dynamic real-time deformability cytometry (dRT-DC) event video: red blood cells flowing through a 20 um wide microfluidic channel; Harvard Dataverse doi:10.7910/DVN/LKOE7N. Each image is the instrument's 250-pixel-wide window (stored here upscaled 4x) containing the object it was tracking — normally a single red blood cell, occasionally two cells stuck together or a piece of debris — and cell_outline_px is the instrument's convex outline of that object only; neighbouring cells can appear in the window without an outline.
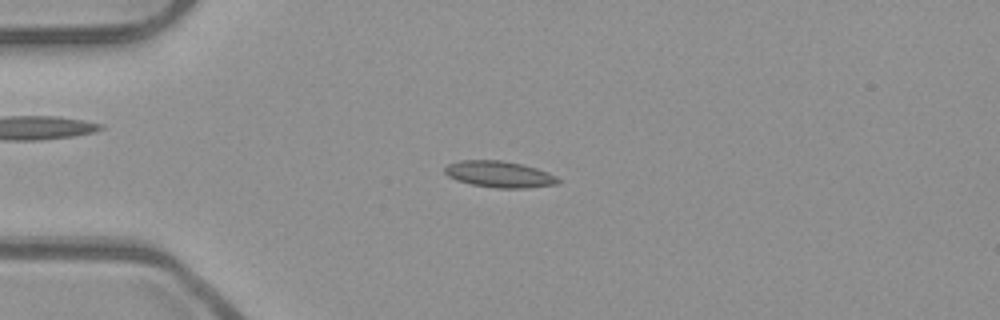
{"species": "common noctule bat (a hibernating species)", "species_latin": "Nyctalus noctula", "temperature_condition": "room temperature", "stored_images_in_passage": 52, "camera_frame_rate_fps": 3000, "um_per_image_px": 0.085, "animal": {"sex": "male", "body_mass_g": 23.1, "forearm_length_mm": 52.7}, "frame": {"image": 1, "passage_image": 13, "time_ms": 4.0, "image_size_px": [1000, 320], "cell_outline_px": [[560, 184], [524, 188], [496, 188], [472, 184], [456, 180], [448, 176], [444, 172], [444, 168], [448, 164], [460, 160], [500, 160], [520, 164], [536, 168], [548, 172], [556, 176], [560, 180]], "centroid_in_image_um": [42.45, 14.81], "position_along_channel_um": 42.6, "area_um2": 17.4}}
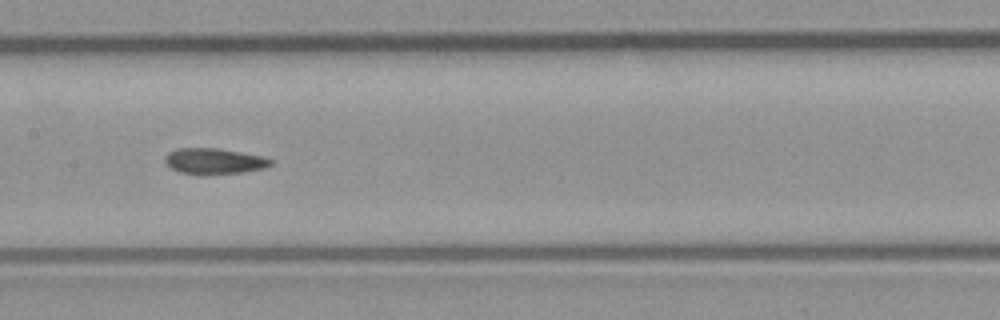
{"frame": {"image": 2, "passage_image": 26, "time_ms": 8.333, "image_size_px": [1000, 320], "cell_outline_px": [[272, 164], [264, 168], [244, 172], [204, 176], [200, 176], [180, 172], [172, 168], [164, 160], [164, 156], [168, 152], [180, 148], [216, 148], [240, 152], [260, 156], [272, 160]], "centroid_in_image_um": [18.17, 13.72], "position_along_channel_um": 189.2, "area_um2": 16.07}}
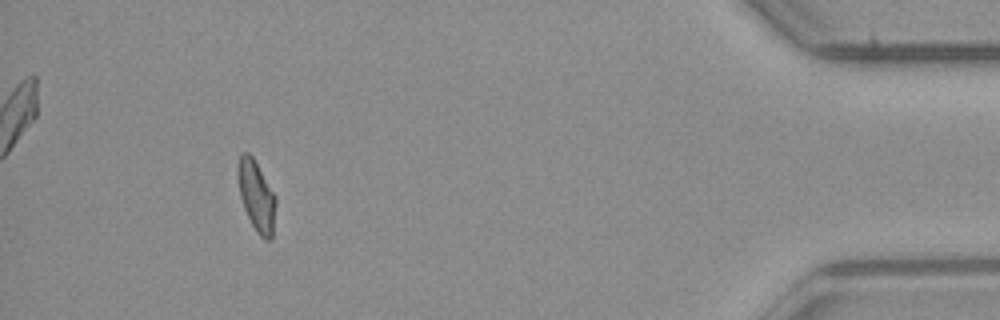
{"frame": {"image": 3, "passage_image": 48, "time_ms": 15.667, "image_size_px": [1000, 320], "cell_outline_px": [[276, 204], [272, 236], [268, 240], [264, 240], [256, 232], [244, 208], [240, 196], [236, 172], [236, 168], [240, 156], [244, 152], [248, 152], [252, 156], [276, 196]], "centroid_in_image_um": [21.78, 16.65], "position_along_channel_um": 413.4, "area_um2": 15.55}, "authors_computed_cell_mechanics": {"area_um2": 16.0973, "velocity_mm_per_s": 3.9535, "shape_relaxation_time_tau1_ms": null, "shape_relaxation_time_tau2_ms": 6.3865, "deformation_change_tau1": null, "deformation_change_tau2": 0.1221}}